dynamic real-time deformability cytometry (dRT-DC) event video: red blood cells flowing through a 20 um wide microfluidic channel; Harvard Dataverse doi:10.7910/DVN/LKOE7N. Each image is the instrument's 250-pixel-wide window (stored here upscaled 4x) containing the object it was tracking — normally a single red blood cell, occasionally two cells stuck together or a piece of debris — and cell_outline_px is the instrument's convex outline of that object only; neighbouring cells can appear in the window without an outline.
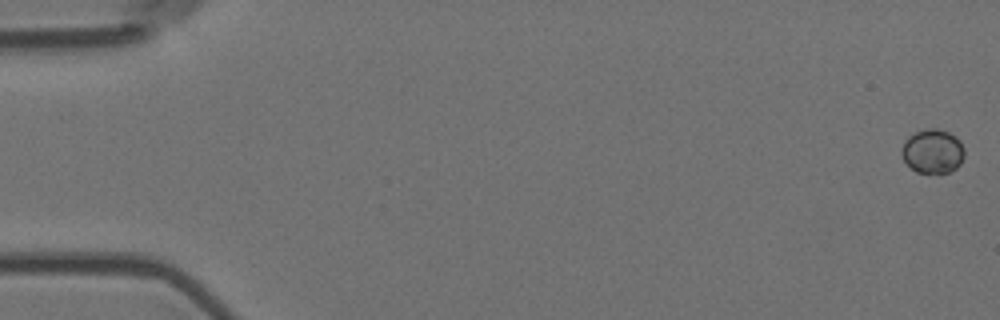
{"species": "Egyptian fruit bat (a non-hibernating species)", "species_latin": "Rousettus aegyptiacus", "temperature_condition": "room temperature", "stored_images_in_passage": 7, "camera_frame_rate_fps": 3000, "um_per_image_px": 0.085, "animal": {"sex": "female"}, "frame": {"image": 1, "passage_image": 1, "time_ms": 0.0, "image_size_px": [1000, 320], "cell_outline_px": [[964, 156], [960, 164], [956, 168], [948, 172], [916, 172], [900, 156], [900, 148], [904, 140], [908, 136], [916, 132], [928, 128], [936, 128], [948, 132], [956, 136], [960, 140], [964, 148]], "centroid_in_image_um": [79.26, 12.84], "position_along_channel_um": 5.7, "area_um2": 16.24}}
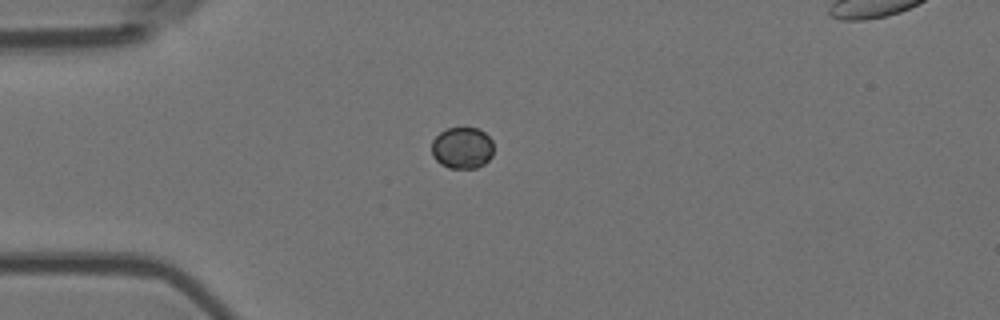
{"frame": {"image": 2, "passage_image": 5, "time_ms": 1.333, "image_size_px": [1000, 320], "cell_outline_px": [[492, 156], [484, 164], [476, 168], [448, 168], [440, 164], [432, 156], [432, 140], [440, 132], [448, 128], [476, 128], [484, 132], [492, 140]], "centroid_in_image_um": [39.27, 12.58], "position_along_channel_um": 45.7, "area_um2": 15.03}}
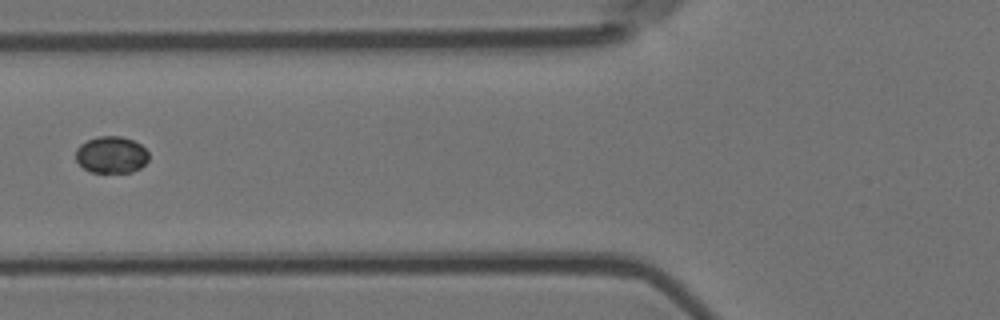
{"frame": {"image": 3, "passage_image": 7, "time_ms": 2.0, "image_size_px": [1000, 320], "cell_outline_px": [[148, 160], [140, 168], [132, 172], [92, 172], [84, 168], [76, 160], [76, 148], [80, 144], [88, 140], [100, 136], [120, 136], [132, 140], [140, 144], [148, 152]], "centroid_in_image_um": [9.46, 13.15], "position_along_channel_um": 116.3, "area_um2": 15.55}}